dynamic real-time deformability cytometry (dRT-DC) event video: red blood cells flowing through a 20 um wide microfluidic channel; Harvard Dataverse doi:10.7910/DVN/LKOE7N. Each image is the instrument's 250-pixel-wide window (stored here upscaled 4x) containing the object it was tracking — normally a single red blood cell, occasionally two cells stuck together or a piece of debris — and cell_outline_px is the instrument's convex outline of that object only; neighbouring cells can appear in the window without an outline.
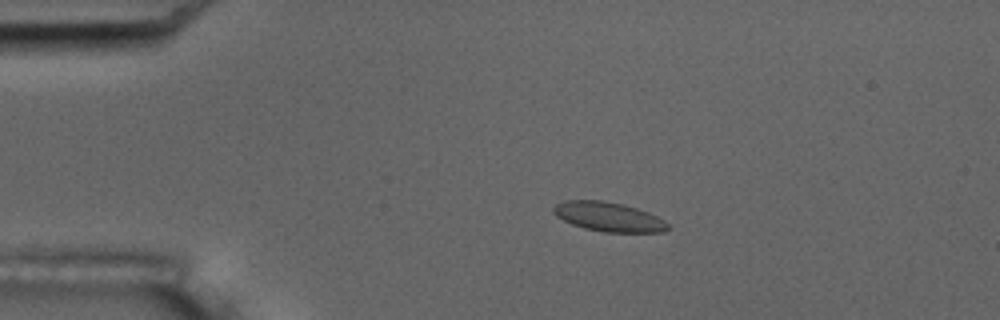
{"species": "common noctule bat (a hibernating species)", "species_latin": "Nyctalus noctula", "temperature_condition": "room temperature", "stored_images_in_passage": 4, "camera_frame_rate_fps": 3000, "um_per_image_px": 0.085, "animal": {"sex": "male", "body_mass_g": 17.5, "forearm_length_mm": 52.3}, "frame": {"image": 1, "passage_image": 3, "time_ms": 3.0, "image_size_px": [1000, 320], "cell_outline_px": [[672, 228], [664, 232], [604, 232], [584, 228], [572, 224], [556, 216], [552, 212], [552, 208], [556, 204], [564, 200], [604, 200], [624, 204], [648, 212], [664, 220]], "centroid_in_image_um": [51.73, 18.42], "position_along_channel_um": 33.3, "area_um2": 19.71}}